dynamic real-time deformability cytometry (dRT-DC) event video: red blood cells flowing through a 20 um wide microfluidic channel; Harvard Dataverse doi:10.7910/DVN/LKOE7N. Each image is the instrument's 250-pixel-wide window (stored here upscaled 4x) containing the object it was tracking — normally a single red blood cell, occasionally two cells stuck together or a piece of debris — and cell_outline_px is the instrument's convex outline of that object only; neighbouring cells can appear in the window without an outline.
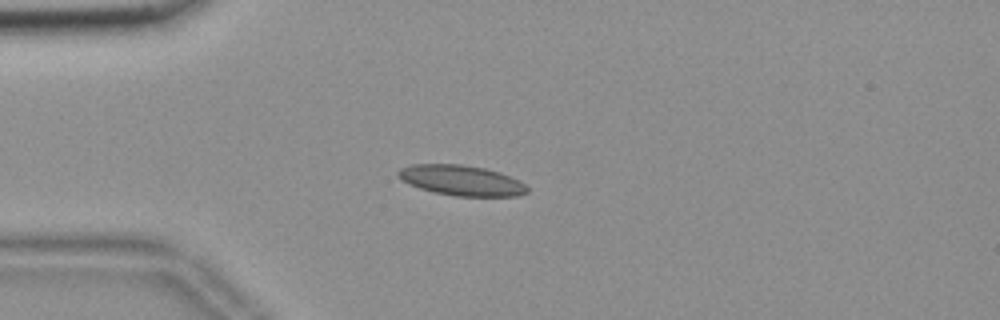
{"species": "common noctule bat (a hibernating species)", "species_latin": "Nyctalus noctula", "temperature_condition": "room temperature", "stored_images_in_passage": 42, "camera_frame_rate_fps": 3000, "um_per_image_px": 0.085, "animal": {"sex": "female", "body_mass_g": 18.4}, "frame": {"image": 1, "passage_image": 1, "time_ms": 0.0, "image_size_px": [1000, 320], "cell_outline_px": [[528, 192], [520, 196], [456, 196], [432, 192], [408, 184], [396, 172], [400, 168], [412, 164], [460, 164], [484, 168], [500, 172], [520, 180], [528, 188]], "centroid_in_image_um": [39.25, 15.33], "position_along_channel_um": 45.8, "area_um2": 22.83}}
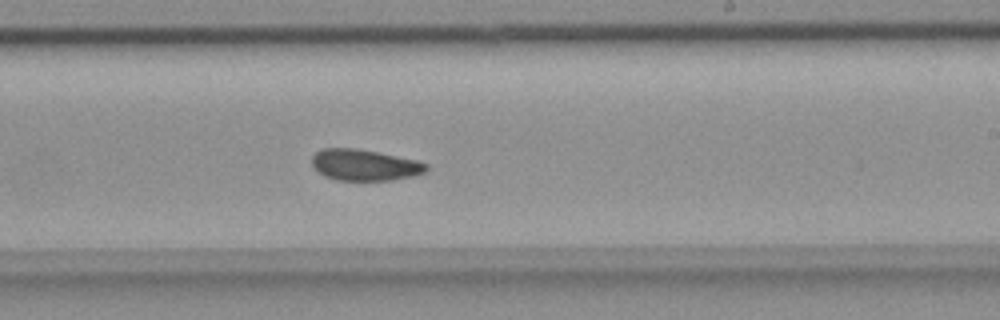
{"frame": {"image": 2, "passage_image": 20, "time_ms": 6.333, "image_size_px": [1000, 320], "cell_outline_px": [[428, 168], [424, 172], [412, 176], [392, 180], [336, 180], [324, 176], [312, 164], [312, 156], [316, 152], [324, 148], [356, 148], [420, 160], [428, 164]], "centroid_in_image_um": [31.02, 14.02], "position_along_channel_um": 258.0, "area_um2": 20.81}}
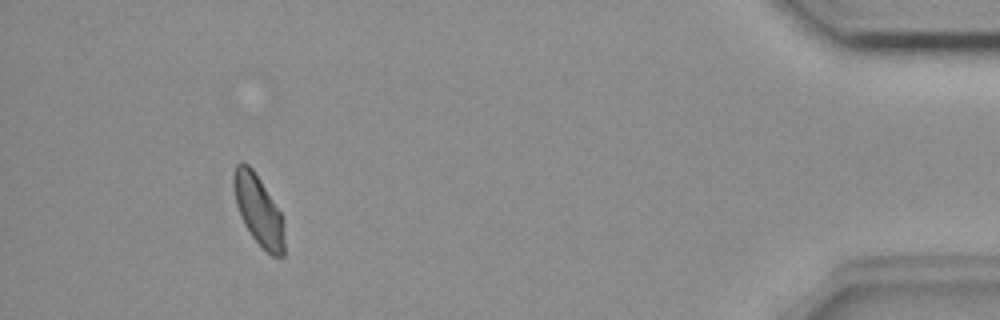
{"frame": {"image": 3, "passage_image": 38, "time_ms": 12.333, "image_size_px": [1000, 320], "cell_outline_px": [[284, 256], [272, 256], [252, 236], [244, 224], [240, 216], [236, 204], [232, 184], [232, 176], [236, 164], [248, 164], [252, 168], [260, 180], [280, 212], [284, 236]], "centroid_in_image_um": [21.94, 17.85], "position_along_channel_um": 413.3, "area_um2": 20.29}, "authors_computed_cell_mechanics": {"area_um2": 21.2126, "velocity_mm_per_s": 3.6422, "shape_relaxation_time_tau1_ms": null, "shape_relaxation_time_tau2_ms": 3.2603, "deformation_change_tau1": null, "deformation_change_tau2": 0.0759}}